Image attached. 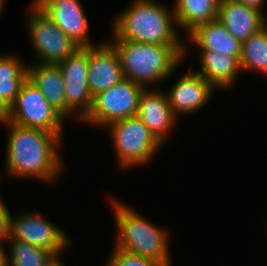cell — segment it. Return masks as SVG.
<instances>
[{
    "label": "cell",
    "mask_w": 267,
    "mask_h": 266,
    "mask_svg": "<svg viewBox=\"0 0 267 266\" xmlns=\"http://www.w3.org/2000/svg\"><path fill=\"white\" fill-rule=\"evenodd\" d=\"M262 18H263V28L267 30V15L265 14V12L263 13Z\"/></svg>",
    "instance_id": "obj_28"
},
{
    "label": "cell",
    "mask_w": 267,
    "mask_h": 266,
    "mask_svg": "<svg viewBox=\"0 0 267 266\" xmlns=\"http://www.w3.org/2000/svg\"><path fill=\"white\" fill-rule=\"evenodd\" d=\"M200 70L196 71L215 89H228L234 85L240 72V57L217 54L213 51H198ZM221 88V89H220Z\"/></svg>",
    "instance_id": "obj_18"
},
{
    "label": "cell",
    "mask_w": 267,
    "mask_h": 266,
    "mask_svg": "<svg viewBox=\"0 0 267 266\" xmlns=\"http://www.w3.org/2000/svg\"><path fill=\"white\" fill-rule=\"evenodd\" d=\"M19 216L10 217L8 239H18L28 244L52 252L60 259L63 251L71 246V238L59 225L45 219L40 213L24 211ZM69 246V247H68Z\"/></svg>",
    "instance_id": "obj_9"
},
{
    "label": "cell",
    "mask_w": 267,
    "mask_h": 266,
    "mask_svg": "<svg viewBox=\"0 0 267 266\" xmlns=\"http://www.w3.org/2000/svg\"><path fill=\"white\" fill-rule=\"evenodd\" d=\"M143 89L129 79H123L113 87L95 95L89 113L80 122L103 129L114 121L137 116Z\"/></svg>",
    "instance_id": "obj_8"
},
{
    "label": "cell",
    "mask_w": 267,
    "mask_h": 266,
    "mask_svg": "<svg viewBox=\"0 0 267 266\" xmlns=\"http://www.w3.org/2000/svg\"><path fill=\"white\" fill-rule=\"evenodd\" d=\"M0 266H7L6 249L4 247H0Z\"/></svg>",
    "instance_id": "obj_27"
},
{
    "label": "cell",
    "mask_w": 267,
    "mask_h": 266,
    "mask_svg": "<svg viewBox=\"0 0 267 266\" xmlns=\"http://www.w3.org/2000/svg\"><path fill=\"white\" fill-rule=\"evenodd\" d=\"M27 79L38 87L46 101L66 119L63 74L58 64L27 63Z\"/></svg>",
    "instance_id": "obj_15"
},
{
    "label": "cell",
    "mask_w": 267,
    "mask_h": 266,
    "mask_svg": "<svg viewBox=\"0 0 267 266\" xmlns=\"http://www.w3.org/2000/svg\"><path fill=\"white\" fill-rule=\"evenodd\" d=\"M109 200H112L113 217L118 230L114 246L172 266L169 232L152 224L123 201Z\"/></svg>",
    "instance_id": "obj_4"
},
{
    "label": "cell",
    "mask_w": 267,
    "mask_h": 266,
    "mask_svg": "<svg viewBox=\"0 0 267 266\" xmlns=\"http://www.w3.org/2000/svg\"><path fill=\"white\" fill-rule=\"evenodd\" d=\"M26 11L35 62L58 64L80 47L34 2Z\"/></svg>",
    "instance_id": "obj_6"
},
{
    "label": "cell",
    "mask_w": 267,
    "mask_h": 266,
    "mask_svg": "<svg viewBox=\"0 0 267 266\" xmlns=\"http://www.w3.org/2000/svg\"><path fill=\"white\" fill-rule=\"evenodd\" d=\"M240 65L243 72H260L267 77V30L262 28L242 42Z\"/></svg>",
    "instance_id": "obj_22"
},
{
    "label": "cell",
    "mask_w": 267,
    "mask_h": 266,
    "mask_svg": "<svg viewBox=\"0 0 267 266\" xmlns=\"http://www.w3.org/2000/svg\"><path fill=\"white\" fill-rule=\"evenodd\" d=\"M52 266H66L61 259H58Z\"/></svg>",
    "instance_id": "obj_30"
},
{
    "label": "cell",
    "mask_w": 267,
    "mask_h": 266,
    "mask_svg": "<svg viewBox=\"0 0 267 266\" xmlns=\"http://www.w3.org/2000/svg\"><path fill=\"white\" fill-rule=\"evenodd\" d=\"M105 42L88 47V87L92 97L125 79L115 48Z\"/></svg>",
    "instance_id": "obj_14"
},
{
    "label": "cell",
    "mask_w": 267,
    "mask_h": 266,
    "mask_svg": "<svg viewBox=\"0 0 267 266\" xmlns=\"http://www.w3.org/2000/svg\"><path fill=\"white\" fill-rule=\"evenodd\" d=\"M27 79V65L12 54H0V98L11 105Z\"/></svg>",
    "instance_id": "obj_20"
},
{
    "label": "cell",
    "mask_w": 267,
    "mask_h": 266,
    "mask_svg": "<svg viewBox=\"0 0 267 266\" xmlns=\"http://www.w3.org/2000/svg\"><path fill=\"white\" fill-rule=\"evenodd\" d=\"M108 42L118 54L124 78L143 88H156L155 85L164 83V80L173 76L184 58L188 57L186 45L137 43L126 40Z\"/></svg>",
    "instance_id": "obj_2"
},
{
    "label": "cell",
    "mask_w": 267,
    "mask_h": 266,
    "mask_svg": "<svg viewBox=\"0 0 267 266\" xmlns=\"http://www.w3.org/2000/svg\"><path fill=\"white\" fill-rule=\"evenodd\" d=\"M122 170L146 165L155 158L163 146L137 117L112 122L106 128Z\"/></svg>",
    "instance_id": "obj_5"
},
{
    "label": "cell",
    "mask_w": 267,
    "mask_h": 266,
    "mask_svg": "<svg viewBox=\"0 0 267 266\" xmlns=\"http://www.w3.org/2000/svg\"><path fill=\"white\" fill-rule=\"evenodd\" d=\"M176 27L174 11L164 3L156 0H132L129 7L116 16L112 24L111 40L186 45L179 37Z\"/></svg>",
    "instance_id": "obj_3"
},
{
    "label": "cell",
    "mask_w": 267,
    "mask_h": 266,
    "mask_svg": "<svg viewBox=\"0 0 267 266\" xmlns=\"http://www.w3.org/2000/svg\"><path fill=\"white\" fill-rule=\"evenodd\" d=\"M11 212L0 197V247H4L3 243L8 240L10 235V217Z\"/></svg>",
    "instance_id": "obj_24"
},
{
    "label": "cell",
    "mask_w": 267,
    "mask_h": 266,
    "mask_svg": "<svg viewBox=\"0 0 267 266\" xmlns=\"http://www.w3.org/2000/svg\"><path fill=\"white\" fill-rule=\"evenodd\" d=\"M10 122V105L0 98V123L6 125Z\"/></svg>",
    "instance_id": "obj_25"
},
{
    "label": "cell",
    "mask_w": 267,
    "mask_h": 266,
    "mask_svg": "<svg viewBox=\"0 0 267 266\" xmlns=\"http://www.w3.org/2000/svg\"><path fill=\"white\" fill-rule=\"evenodd\" d=\"M235 1L242 3L247 7L260 11L262 14L264 13L263 10L265 9L263 8H265L264 3H266V0H235Z\"/></svg>",
    "instance_id": "obj_26"
},
{
    "label": "cell",
    "mask_w": 267,
    "mask_h": 266,
    "mask_svg": "<svg viewBox=\"0 0 267 266\" xmlns=\"http://www.w3.org/2000/svg\"><path fill=\"white\" fill-rule=\"evenodd\" d=\"M66 120L47 101L40 89L26 79L10 105V122L55 133L62 138Z\"/></svg>",
    "instance_id": "obj_7"
},
{
    "label": "cell",
    "mask_w": 267,
    "mask_h": 266,
    "mask_svg": "<svg viewBox=\"0 0 267 266\" xmlns=\"http://www.w3.org/2000/svg\"><path fill=\"white\" fill-rule=\"evenodd\" d=\"M5 126L9 130L5 146L7 175L18 179H38L51 185L56 183L65 168L59 153L63 138L13 122Z\"/></svg>",
    "instance_id": "obj_1"
},
{
    "label": "cell",
    "mask_w": 267,
    "mask_h": 266,
    "mask_svg": "<svg viewBox=\"0 0 267 266\" xmlns=\"http://www.w3.org/2000/svg\"><path fill=\"white\" fill-rule=\"evenodd\" d=\"M106 266H166L148 257L136 255L114 247Z\"/></svg>",
    "instance_id": "obj_23"
},
{
    "label": "cell",
    "mask_w": 267,
    "mask_h": 266,
    "mask_svg": "<svg viewBox=\"0 0 267 266\" xmlns=\"http://www.w3.org/2000/svg\"><path fill=\"white\" fill-rule=\"evenodd\" d=\"M5 4H6V0H0V14L3 13Z\"/></svg>",
    "instance_id": "obj_29"
},
{
    "label": "cell",
    "mask_w": 267,
    "mask_h": 266,
    "mask_svg": "<svg viewBox=\"0 0 267 266\" xmlns=\"http://www.w3.org/2000/svg\"><path fill=\"white\" fill-rule=\"evenodd\" d=\"M10 252L6 249L7 266H52L58 258L50 251L35 247L18 239H8Z\"/></svg>",
    "instance_id": "obj_21"
},
{
    "label": "cell",
    "mask_w": 267,
    "mask_h": 266,
    "mask_svg": "<svg viewBox=\"0 0 267 266\" xmlns=\"http://www.w3.org/2000/svg\"><path fill=\"white\" fill-rule=\"evenodd\" d=\"M137 117L163 146L178 121L171 109L167 94L156 88L142 90Z\"/></svg>",
    "instance_id": "obj_13"
},
{
    "label": "cell",
    "mask_w": 267,
    "mask_h": 266,
    "mask_svg": "<svg viewBox=\"0 0 267 266\" xmlns=\"http://www.w3.org/2000/svg\"><path fill=\"white\" fill-rule=\"evenodd\" d=\"M190 71V72H189ZM189 71L182 74L170 90L167 97L174 115H188L202 110L213 97L215 88L200 74L189 67Z\"/></svg>",
    "instance_id": "obj_12"
},
{
    "label": "cell",
    "mask_w": 267,
    "mask_h": 266,
    "mask_svg": "<svg viewBox=\"0 0 267 266\" xmlns=\"http://www.w3.org/2000/svg\"><path fill=\"white\" fill-rule=\"evenodd\" d=\"M188 37L198 51H213L218 55L241 57L242 42L234 38L218 19L197 26Z\"/></svg>",
    "instance_id": "obj_17"
},
{
    "label": "cell",
    "mask_w": 267,
    "mask_h": 266,
    "mask_svg": "<svg viewBox=\"0 0 267 266\" xmlns=\"http://www.w3.org/2000/svg\"><path fill=\"white\" fill-rule=\"evenodd\" d=\"M66 97V120L74 116L79 122L89 113L93 97L88 87V47H79L58 63Z\"/></svg>",
    "instance_id": "obj_10"
},
{
    "label": "cell",
    "mask_w": 267,
    "mask_h": 266,
    "mask_svg": "<svg viewBox=\"0 0 267 266\" xmlns=\"http://www.w3.org/2000/svg\"><path fill=\"white\" fill-rule=\"evenodd\" d=\"M262 15L235 0H220L217 19L234 38L243 42L263 28Z\"/></svg>",
    "instance_id": "obj_16"
},
{
    "label": "cell",
    "mask_w": 267,
    "mask_h": 266,
    "mask_svg": "<svg viewBox=\"0 0 267 266\" xmlns=\"http://www.w3.org/2000/svg\"><path fill=\"white\" fill-rule=\"evenodd\" d=\"M80 47L94 46L89 37V22L80 0H32Z\"/></svg>",
    "instance_id": "obj_11"
},
{
    "label": "cell",
    "mask_w": 267,
    "mask_h": 266,
    "mask_svg": "<svg viewBox=\"0 0 267 266\" xmlns=\"http://www.w3.org/2000/svg\"><path fill=\"white\" fill-rule=\"evenodd\" d=\"M220 0H176L173 11L177 26L188 35L197 26L218 17Z\"/></svg>",
    "instance_id": "obj_19"
}]
</instances>
